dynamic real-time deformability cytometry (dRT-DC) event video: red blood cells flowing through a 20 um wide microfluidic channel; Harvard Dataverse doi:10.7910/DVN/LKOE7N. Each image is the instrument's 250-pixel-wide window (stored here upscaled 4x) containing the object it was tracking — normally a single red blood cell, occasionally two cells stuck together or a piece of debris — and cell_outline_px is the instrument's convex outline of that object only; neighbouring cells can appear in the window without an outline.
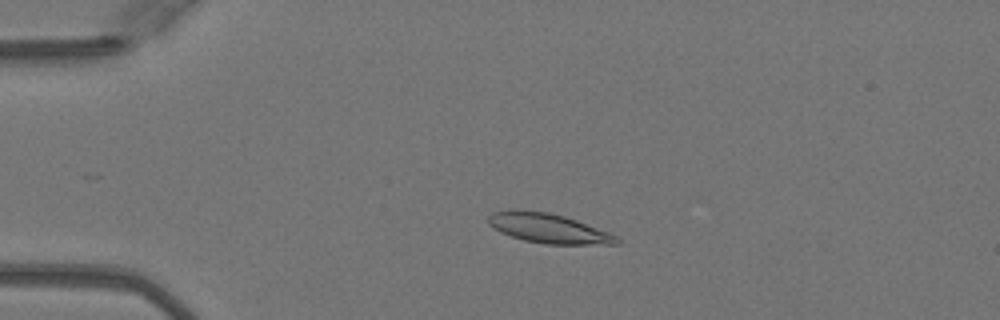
{"species": "Egyptian fruit bat (a non-hibernating species)", "species_latin": "Rousettus aegyptiacus", "temperature_condition": "warm", "stored_images_in_passage": 43, "camera_frame_rate_fps": 3000, "um_per_image_px": 0.085, "animal": {"sex": "female"}, "frame": {"image": 1, "passage_image": 12, "time_ms": 3.667, "image_size_px": [1000, 320], "cell_outline_px": [[620, 244], [544, 244], [524, 240], [500, 232], [488, 224], [488, 216], [492, 212], [512, 208], [516, 208], [548, 212], [564, 216], [576, 220], [608, 232], [616, 236], [620, 240]], "centroid_in_image_um": [46.56, 19.38], "position_along_channel_um": 38.4, "area_um2": 22.25}}
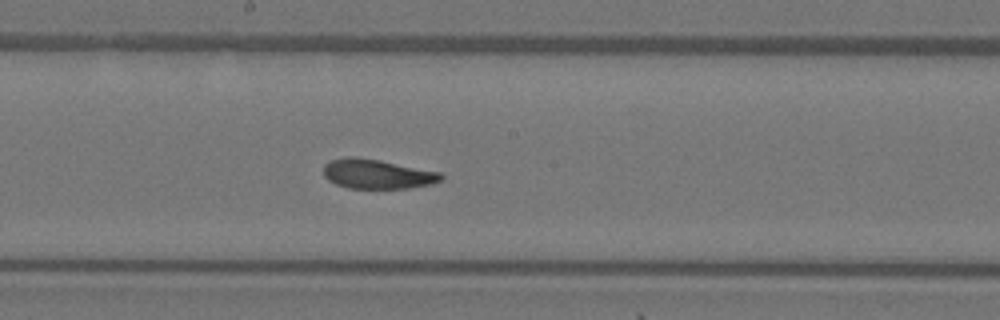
{"frame": {"image": 2, "passage_image": 28, "time_ms": 9.0, "image_size_px": [1000, 320], "cell_outline_px": [[444, 180], [432, 184], [408, 188], [348, 188], [336, 184], [328, 180], [324, 176], [324, 164], [332, 160], [348, 156], [352, 156], [380, 160], [440, 172], [444, 176]], "centroid_in_image_um": [32.08, 14.79], "position_along_channel_um": 216.1, "area_um2": 20.23}}
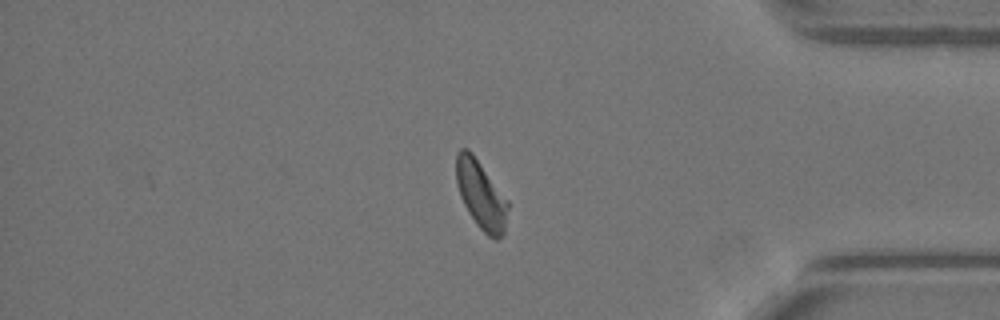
{"frame": {"image": 3, "passage_image": 43, "time_ms": 14.0, "image_size_px": [1000, 320], "cell_outline_px": [[508, 208], [504, 232], [496, 240], [488, 236], [476, 224], [468, 212], [460, 196], [456, 184], [456, 152], [460, 148], [468, 148], [472, 152], [508, 200]], "centroid_in_image_um": [40.86, 16.54], "position_along_channel_um": 394.3, "area_um2": 20.58}, "authors_computed_cell_mechanics": {"area_um2": 20.9814, "velocity_mm_per_s": 4.0535, "shape_relaxation_time_tau1_ms": 6.1003, "shape_relaxation_time_tau2_ms": 1.4164, "deformation_change_tau1": 0.1911, "deformation_change_tau2": 0.0746}}